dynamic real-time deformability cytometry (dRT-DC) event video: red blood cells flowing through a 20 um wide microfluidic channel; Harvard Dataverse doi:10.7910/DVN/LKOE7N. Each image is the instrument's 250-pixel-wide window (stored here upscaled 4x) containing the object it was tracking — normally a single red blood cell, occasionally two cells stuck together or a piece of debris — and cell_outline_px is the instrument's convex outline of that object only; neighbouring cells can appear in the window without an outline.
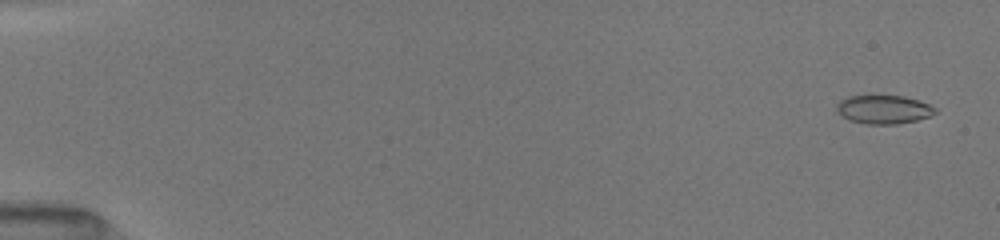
{"species": "common noctule bat (a hibernating species)", "species_latin": "Nyctalus noctula", "temperature_condition": "room temperature", "stored_images_in_passage": 51, "camera_frame_rate_fps": 3000, "um_per_image_px": 0.085, "animal": {"sex": "female", "body_mass_g": 19.5, "forearm_length_mm": 54.1}, "frame": {"image": 1, "passage_image": 2, "time_ms": 0.333, "image_size_px": [1000, 240], "cell_outline_px": [[936, 112], [928, 116], [916, 120], [896, 124], [868, 124], [848, 120], [836, 112], [836, 104], [840, 100], [848, 96], [872, 92], [904, 96], [928, 104], [936, 108]], "centroid_in_image_um": [75.02, 9.25], "position_along_channel_um": 10.0, "area_um2": 17.11}}
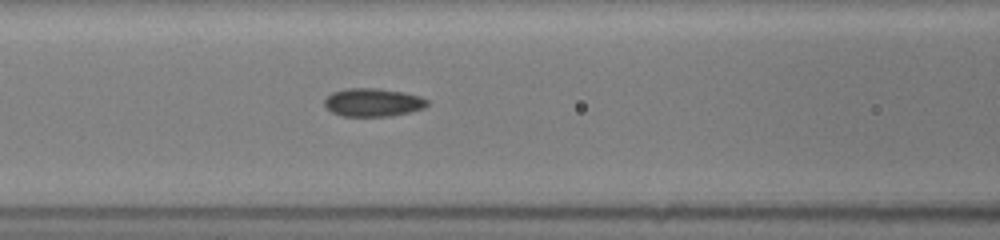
{"frame": {"image": 2, "passage_image": 23, "time_ms": 7.333, "image_size_px": [1000, 240], "cell_outline_px": [[428, 104], [424, 108], [392, 116], [340, 116], [332, 112], [324, 104], [324, 100], [332, 92], [348, 88], [376, 88], [404, 92], [420, 96], [428, 100]], "centroid_in_image_um": [31.7, 8.7], "position_along_channel_um": 134.9, "area_um2": 16.88}}
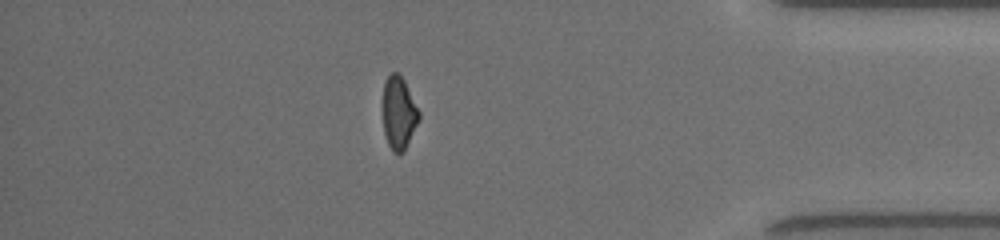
{"frame": {"image": 3, "passage_image": 45, "time_ms": 14.667, "image_size_px": [1000, 240], "cell_outline_px": [[420, 116], [404, 152], [392, 152], [388, 144], [384, 132], [384, 84], [388, 76], [392, 72], [396, 72], [404, 80], [420, 112]], "centroid_in_image_um": [33.91, 9.61], "position_along_channel_um": 401.3, "area_um2": 14.91}, "authors_computed_cell_mechanics": {"area_um2": 16.5308, "velocity_mm_per_s": 4.0522, "shape_relaxation_time_tau1_ms": 7.7393, "shape_relaxation_time_tau2_ms": 2.5289, "deformation_change_tau1": 0.173, "deformation_change_tau2": 0.0762}}